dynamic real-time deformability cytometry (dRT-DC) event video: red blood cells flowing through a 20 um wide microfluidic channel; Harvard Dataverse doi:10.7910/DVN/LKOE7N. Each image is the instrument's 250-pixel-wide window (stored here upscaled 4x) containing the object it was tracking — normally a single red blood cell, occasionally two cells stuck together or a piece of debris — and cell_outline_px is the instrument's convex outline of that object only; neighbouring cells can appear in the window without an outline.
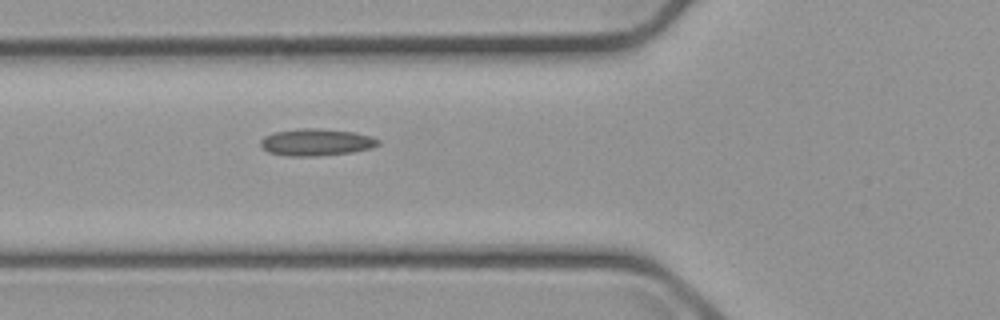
{"species": "common noctule bat (a hibernating species)", "species_latin": "Nyctalus noctula", "temperature_condition": "cold", "stored_images_in_passage": 3, "camera_frame_rate_fps": 3000, "um_per_image_px": 0.085, "animal": {"sex": "male", "body_mass_g": 23.1, "forearm_length_mm": 52.7}, "frame": {"image": 1, "passage_image": 3, "time_ms": 2.333, "image_size_px": [1000, 320], "cell_outline_px": [[380, 144], [372, 148], [352, 152], [316, 156], [288, 156], [268, 152], [260, 144], [260, 140], [264, 136], [276, 132], [300, 128], [316, 128], [352, 132], [372, 136], [380, 140]], "centroid_in_image_um": [26.9, 12.09], "position_along_channel_um": 98.9, "area_um2": 18.44}}